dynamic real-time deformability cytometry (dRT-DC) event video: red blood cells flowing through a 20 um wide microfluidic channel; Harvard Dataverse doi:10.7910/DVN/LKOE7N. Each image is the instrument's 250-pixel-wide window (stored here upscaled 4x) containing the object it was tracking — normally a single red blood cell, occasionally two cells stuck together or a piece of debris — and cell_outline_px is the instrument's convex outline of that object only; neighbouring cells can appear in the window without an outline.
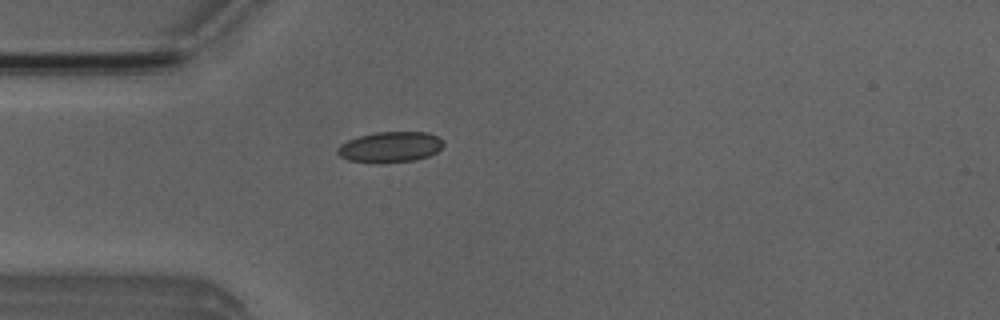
{"species": "Egyptian fruit bat (a non-hibernating species)", "species_latin": "Rousettus aegyptiacus", "temperature_condition": "room temperature", "stored_images_in_passage": 31, "camera_frame_rate_fps": 3000, "um_per_image_px": 0.085, "animal": {"sex": "male"}, "frame": {"image": 1, "passage_image": 1, "time_ms": 0.0, "image_size_px": [1000, 320], "cell_outline_px": [[444, 144], [436, 152], [428, 156], [412, 160], [348, 160], [340, 156], [336, 152], [336, 148], [340, 144], [348, 140], [360, 136], [376, 132], [424, 132], [436, 136], [444, 140]], "centroid_in_image_um": [33.17, 12.44], "position_along_channel_um": 51.8, "area_um2": 18.03}}
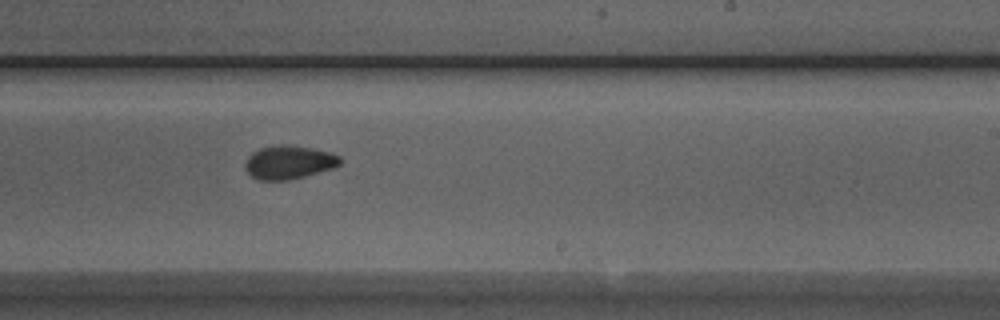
{"frame": {"image": 2, "passage_image": 18, "time_ms": 5.667, "image_size_px": [1000, 320], "cell_outline_px": [[340, 164], [332, 168], [304, 176], [288, 180], [260, 180], [252, 176], [244, 168], [244, 164], [248, 156], [252, 152], [260, 148], [276, 144], [288, 144], [312, 148], [332, 152], [340, 156]], "centroid_in_image_um": [24.53, 13.77], "position_along_channel_um": 264.5, "area_um2": 18.61}}
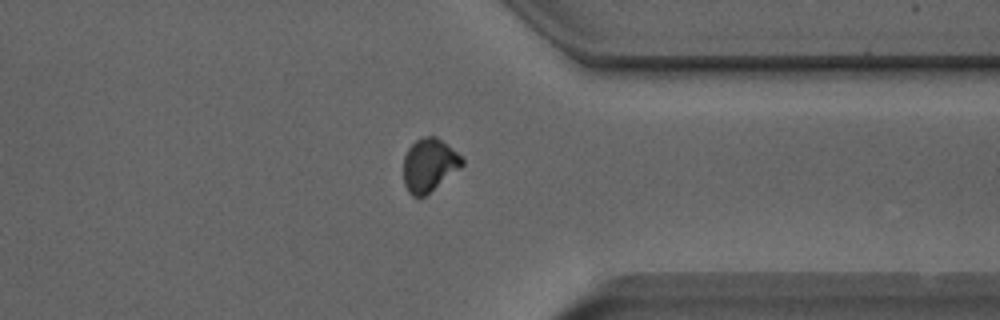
{"frame": {"image": 3, "passage_image": 27, "time_ms": 8.667, "image_size_px": [1000, 320], "cell_outline_px": [[464, 164], [460, 168], [424, 196], [412, 196], [408, 192], [404, 184], [404, 156], [408, 148], [416, 140], [424, 136], [436, 136], [456, 152], [464, 160]], "centroid_in_image_um": [36.46, 14.02], "position_along_channel_um": 374.9, "area_um2": 17.86}, "authors_computed_cell_mechanics": {"area_um2": 18.6116, "velocity_mm_per_s": 3.8812, "shape_relaxation_time_tau1_ms": 4.8265, "shape_relaxation_time_tau2_ms": 1.5495, "deformation_change_tau1": 0.102, "deformation_change_tau2": 0.0548}}